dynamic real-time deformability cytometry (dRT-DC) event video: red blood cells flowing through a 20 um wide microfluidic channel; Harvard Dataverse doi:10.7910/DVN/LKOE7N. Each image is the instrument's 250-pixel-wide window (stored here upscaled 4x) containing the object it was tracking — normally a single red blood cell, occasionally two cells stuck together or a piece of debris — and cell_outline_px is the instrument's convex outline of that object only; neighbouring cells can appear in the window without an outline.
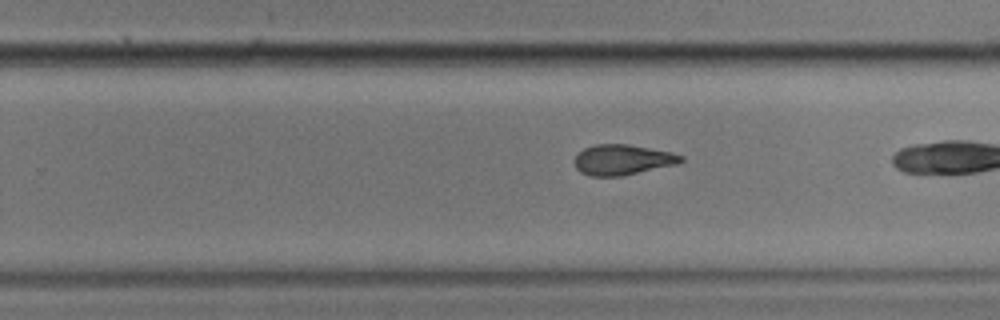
{"species": "common noctule bat (a hibernating species)", "species_latin": "Nyctalus noctula", "temperature_condition": "cold", "stored_images_in_passage": 40, "camera_frame_rate_fps": 3000, "um_per_image_px": 0.085, "animal": {"sex": "male", "body_mass_g": 17.9}, "frame": {"image": 1, "passage_image": 34, "time_ms": 11.0, "image_size_px": [1000, 320], "cell_outline_px": [[684, 160], [680, 164], [620, 176], [588, 176], [580, 172], [576, 168], [572, 160], [584, 148], [596, 144], [628, 144], [672, 152], [684, 156]], "centroid_in_image_um": [52.93, 13.58], "position_along_channel_um": 276.9, "area_um2": 19.07}}